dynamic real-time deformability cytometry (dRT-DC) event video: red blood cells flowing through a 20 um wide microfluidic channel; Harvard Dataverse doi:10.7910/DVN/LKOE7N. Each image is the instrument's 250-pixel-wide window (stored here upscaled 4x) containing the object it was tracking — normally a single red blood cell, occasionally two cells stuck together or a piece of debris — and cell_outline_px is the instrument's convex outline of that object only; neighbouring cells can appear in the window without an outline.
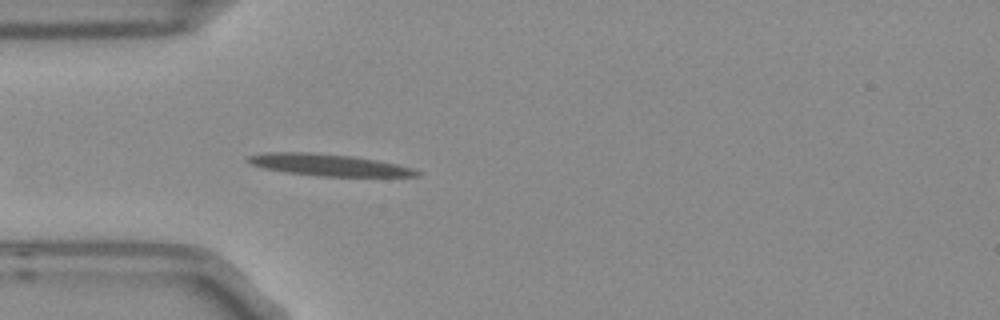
{"species": "Egyptian fruit bat (a non-hibernating species)", "species_latin": "Rousettus aegyptiacus", "temperature_condition": "room temperature", "stored_images_in_passage": 3, "camera_frame_rate_fps": 3000, "um_per_image_px": 0.085, "frame": {"image": 1, "passage_image": 3, "time_ms": 0.667, "image_size_px": [1000, 320], "cell_outline_px": [[420, 176], [316, 176], [284, 172], [264, 168], [248, 164], [244, 160], [248, 156], [264, 152], [308, 152], [352, 156], [376, 160], [396, 164], [412, 168], [420, 172]], "centroid_in_image_um": [27.84, 14.01], "position_along_channel_um": 57.2, "area_um2": 21.44}}